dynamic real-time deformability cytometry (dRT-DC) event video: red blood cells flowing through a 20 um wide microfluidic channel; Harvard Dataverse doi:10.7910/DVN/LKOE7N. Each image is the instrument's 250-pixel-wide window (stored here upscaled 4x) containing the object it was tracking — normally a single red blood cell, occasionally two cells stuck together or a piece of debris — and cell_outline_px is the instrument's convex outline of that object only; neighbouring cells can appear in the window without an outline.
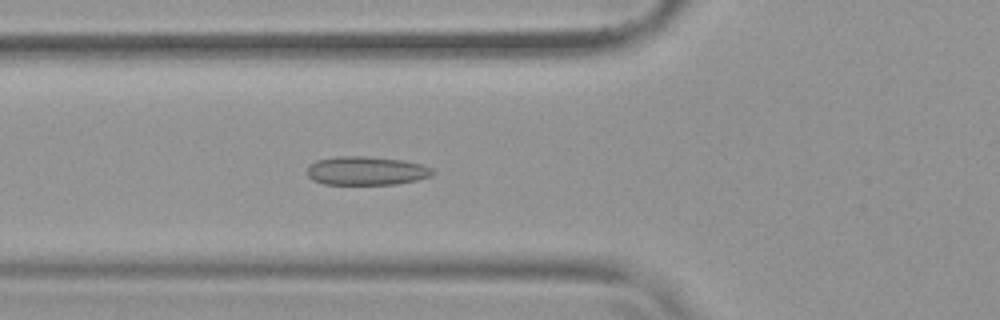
{"species": "common noctule bat (a hibernating species)", "species_latin": "Nyctalus noctula", "temperature_condition": "warm", "stored_images_in_passage": 41, "camera_frame_rate_fps": 3000, "um_per_image_px": 0.085, "animal": {"sex": "female", "body_mass_g": 19.9}, "frame": {"image": 1, "passage_image": 20, "time_ms": 6.333, "image_size_px": [1000, 320], "cell_outline_px": [[432, 176], [416, 180], [396, 184], [324, 184], [312, 180], [308, 176], [308, 164], [316, 160], [336, 156], [368, 156], [404, 160], [424, 164], [432, 168]], "centroid_in_image_um": [31.13, 14.5], "position_along_channel_um": 94.7, "area_um2": 21.15}}
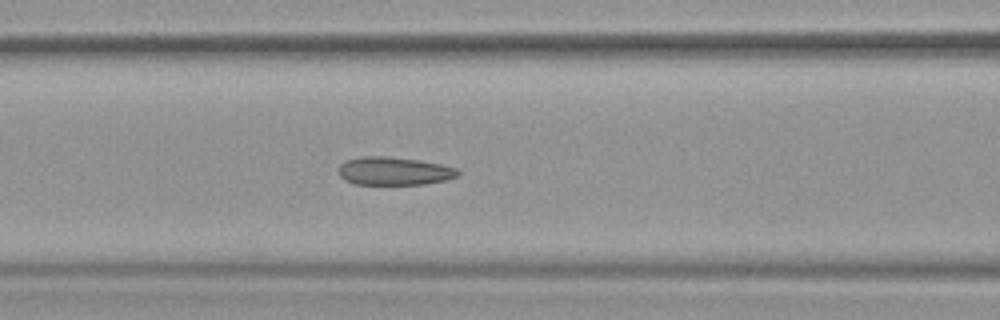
{"frame": {"image": 2, "passage_image": 23, "time_ms": 7.333, "image_size_px": [1000, 320], "cell_outline_px": [[460, 172], [456, 176], [444, 180], [424, 184], [356, 184], [344, 180], [340, 176], [340, 164], [344, 160], [360, 156], [388, 156], [420, 160], [440, 164], [456, 168]], "centroid_in_image_um": [33.46, 14.53], "position_along_channel_um": 133.1, "area_um2": 19.54}}
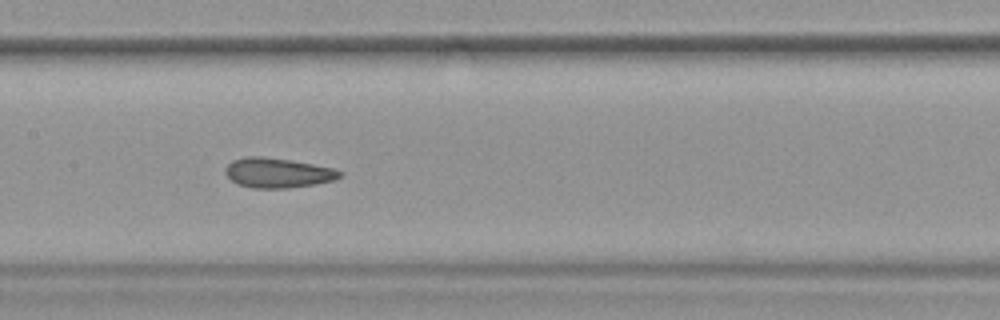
{"frame": {"image": 3, "passage_image": 27, "time_ms": 8.667, "image_size_px": [1000, 320], "cell_outline_px": [[344, 172], [340, 176], [332, 180], [312, 184], [288, 188], [252, 188], [236, 184], [224, 172], [224, 168], [232, 160], [244, 156], [264, 156], [292, 160], [332, 168]], "centroid_in_image_um": [23.54, 14.68], "position_along_channel_um": 183.9, "area_um2": 19.88}}